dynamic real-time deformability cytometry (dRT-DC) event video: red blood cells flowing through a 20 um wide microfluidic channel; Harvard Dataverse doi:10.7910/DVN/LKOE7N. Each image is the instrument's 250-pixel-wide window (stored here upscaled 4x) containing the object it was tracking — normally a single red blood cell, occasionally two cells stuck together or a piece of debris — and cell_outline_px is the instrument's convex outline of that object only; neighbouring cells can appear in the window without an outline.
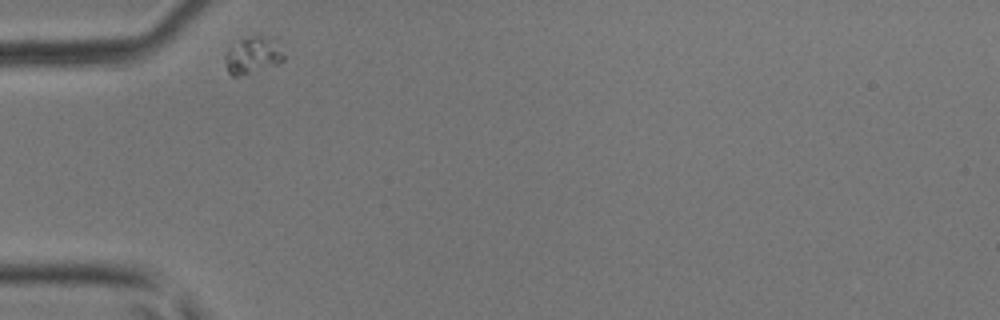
{"species": "common noctule bat (a hibernating species)", "species_latin": "Nyctalus noctula", "temperature_condition": "room temperature", "stored_images_in_passage": 27, "camera_frame_rate_fps": 3000, "um_per_image_px": 0.085, "animal": {"sex": "male", "body_mass_g": 17.9, "forearm_length_mm": 54.2}, "frame": {"image": 1, "passage_image": 1, "time_ms": 0.0, "image_size_px": [1000, 320], "cell_outline_px": [[284, 60], [276, 64], [236, 76], [232, 76], [228, 72], [224, 56], [228, 52], [244, 40], [252, 36], [256, 36], [268, 40], [284, 56]], "centroid_in_image_um": [21.42, 4.78], "position_along_channel_um": 63.6, "area_um2": 11.04}}
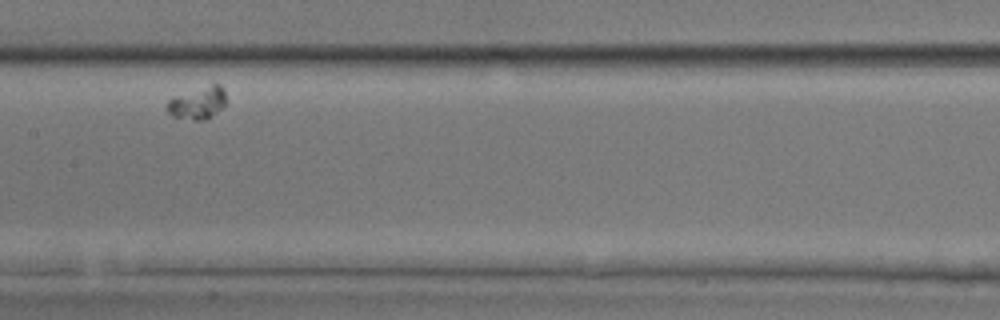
{"frame": {"image": 2, "passage_image": 12, "time_ms": 3.667, "image_size_px": [1000, 320], "cell_outline_px": [[224, 104], [216, 112], [204, 120], [192, 120], [172, 116], [164, 108], [168, 100], [212, 80], [220, 84], [224, 88]], "centroid_in_image_um": [16.79, 8.68], "position_along_channel_um": 190.6, "area_um2": 11.39}}
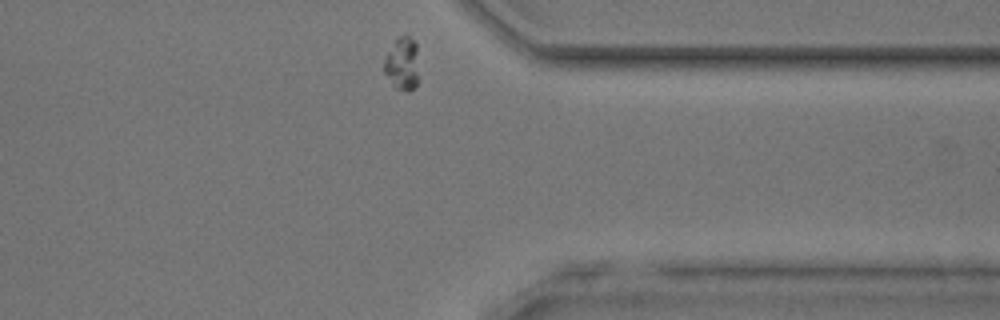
{"frame": {"image": 3, "passage_image": 27, "time_ms": 8.667, "image_size_px": [1000, 320], "cell_outline_px": [[420, 80], [416, 88], [392, 88], [384, 72], [384, 56], [396, 40], [400, 36], [408, 32], [416, 44]], "centroid_in_image_um": [34.21, 5.4], "position_along_channel_um": 377.2, "area_um2": 11.1}}